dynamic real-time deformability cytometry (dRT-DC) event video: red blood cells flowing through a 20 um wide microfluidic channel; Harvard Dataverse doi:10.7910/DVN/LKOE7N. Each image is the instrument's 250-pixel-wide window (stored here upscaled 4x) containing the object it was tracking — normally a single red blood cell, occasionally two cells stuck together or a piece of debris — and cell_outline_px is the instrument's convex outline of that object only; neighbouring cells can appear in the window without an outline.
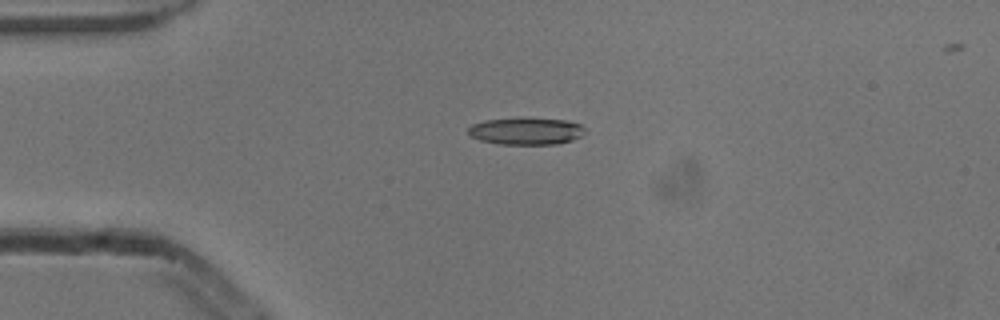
{"species": "common noctule bat (a hibernating species)", "species_latin": "Nyctalus noctula", "temperature_condition": "cold", "stored_images_in_passage": 4, "camera_frame_rate_fps": 3000, "um_per_image_px": 0.085, "animal": {"sex": "male", "body_mass_g": 13.3}, "frame": {"image": 1, "passage_image": 3, "time_ms": 0.667, "image_size_px": [1000, 320], "cell_outline_px": [[584, 132], [580, 136], [572, 140], [556, 144], [500, 144], [480, 140], [472, 136], [468, 132], [468, 128], [472, 124], [484, 120], [516, 116], [528, 116], [564, 120], [580, 124], [584, 128]], "centroid_in_image_um": [44.69, 11.1], "position_along_channel_um": 40.3, "area_um2": 18.9}}